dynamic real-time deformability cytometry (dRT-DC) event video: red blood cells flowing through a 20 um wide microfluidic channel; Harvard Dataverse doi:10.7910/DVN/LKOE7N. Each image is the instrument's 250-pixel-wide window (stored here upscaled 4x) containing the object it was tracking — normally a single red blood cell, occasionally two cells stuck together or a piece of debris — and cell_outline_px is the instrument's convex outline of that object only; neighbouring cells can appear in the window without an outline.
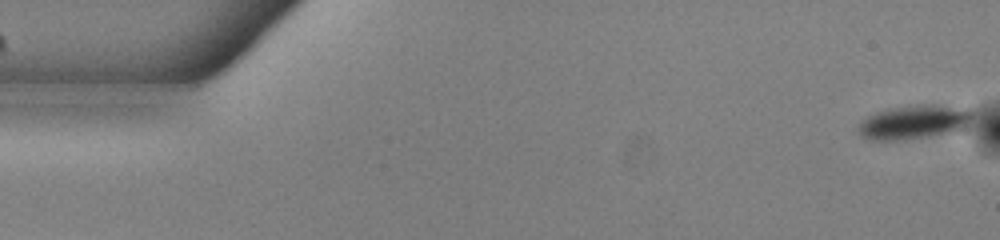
{"species": "common noctule bat (a hibernating species)", "species_latin": "Nyctalus noctula", "temperature_condition": "warm", "stored_images_in_passage": 54, "camera_frame_rate_fps": 3000, "um_per_image_px": 0.085, "animal": {"sex": "male", "body_mass_g": 13.0, "forearm_length_mm": 53.1}, "frame": {"image": 1, "passage_image": 1, "time_ms": 0.0, "image_size_px": [1000, 240], "cell_outline_px": [[972, 116], [960, 128], [952, 132], [904, 140], [872, 140], [860, 136], [856, 128], [868, 116], [876, 112], [888, 108], [916, 104], [936, 104], [968, 108], [972, 112]], "centroid_in_image_um": [77.63, 10.36], "position_along_channel_um": 7.4, "area_um2": 22.54}}
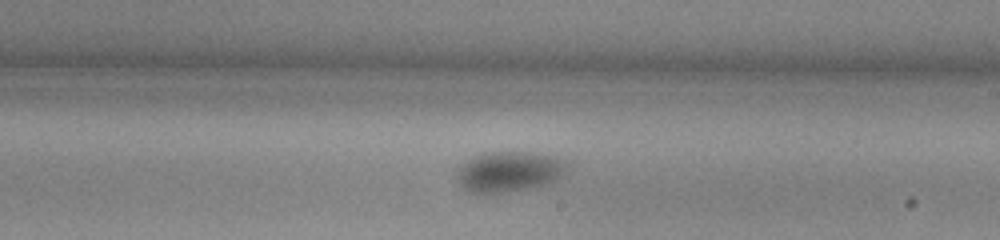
{"frame": {"image": 2, "passage_image": 31, "time_ms": 10.0, "image_size_px": [1000, 240], "cell_outline_px": [[568, 164], [552, 180], [544, 184], [508, 192], [472, 192], [464, 188], [460, 184], [456, 172], [472, 156], [484, 152], [528, 152], [556, 156], [564, 160]], "centroid_in_image_um": [43.21, 14.55], "position_along_channel_um": 245.8, "area_um2": 25.14}}
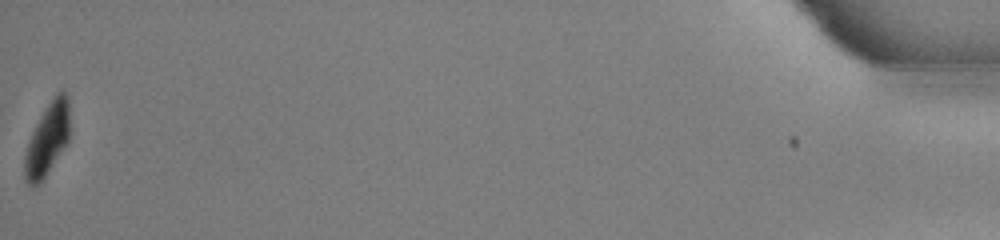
{"frame": {"image": 3, "passage_image": 54, "time_ms": 17.667, "image_size_px": [1000, 240], "cell_outline_px": [[68, 140], [40, 184], [28, 184], [24, 176], [24, 156], [28, 140], [44, 108], [56, 92], [60, 88], [68, 96]], "centroid_in_image_um": [4.0, 11.8], "position_along_channel_um": 431.2, "area_um2": 18.73}, "authors_computed_cell_mechanics": {"area_um2": 24.3916, "velocity_mm_per_s": 3.7956, "shape_relaxation_time_tau1_ms": 3.6736, "shape_relaxation_time_tau2_ms": 2.0389, "deformation_change_tau1": 0.0899, "deformation_change_tau2": 0.0226}}